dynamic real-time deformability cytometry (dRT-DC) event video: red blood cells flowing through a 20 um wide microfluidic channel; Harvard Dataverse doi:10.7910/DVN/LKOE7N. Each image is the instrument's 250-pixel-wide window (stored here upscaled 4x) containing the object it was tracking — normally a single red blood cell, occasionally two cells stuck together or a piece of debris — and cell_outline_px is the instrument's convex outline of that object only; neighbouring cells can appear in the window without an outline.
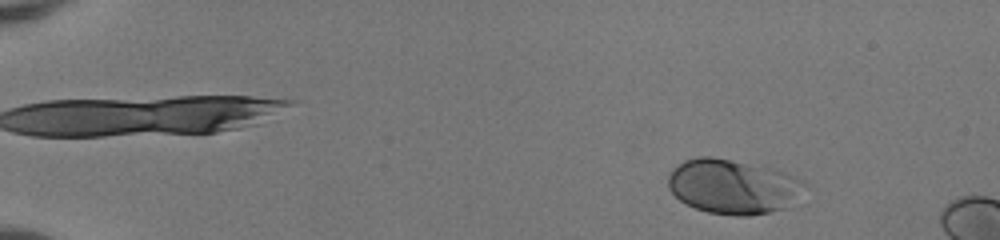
{"species": "human", "species_latin": "Homo sapiens", "temperature_condition": "room temperature", "stored_images_in_passage": 49, "camera_frame_rate_fps": 3000, "um_per_image_px": 0.085, "donor": {"sex": "female"}, "frame": {"image": 1, "passage_image": 4, "time_ms": 1.0, "image_size_px": [1000, 240], "cell_outline_px": [[808, 184], [784, 208], [768, 212], [748, 216], [736, 216], [708, 212], [696, 208], [680, 200], [668, 188], [668, 172], [672, 168], [684, 160], [696, 156], [712, 156], [772, 168], [784, 172], [804, 180]], "centroid_in_image_um": [62.25, 15.83], "position_along_channel_um": 22.7, "area_um2": 43.29}}
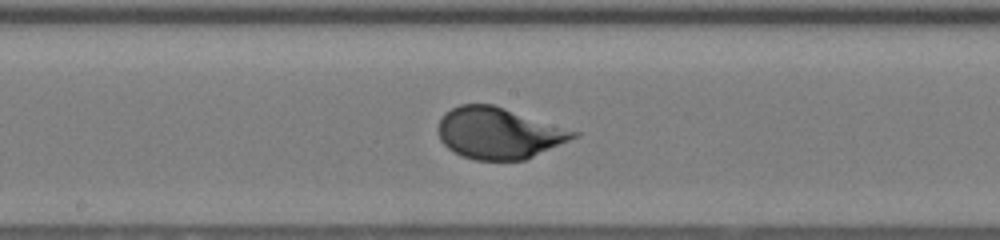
{"frame": {"image": 2, "passage_image": 27, "time_ms": 8.667, "image_size_px": [1000, 240], "cell_outline_px": [[580, 136], [524, 160], [476, 160], [460, 156], [452, 152], [440, 140], [436, 132], [436, 128], [444, 112], [460, 104], [492, 104], [580, 132]], "centroid_in_image_um": [42.35, 11.32], "position_along_channel_um": 205.8, "area_um2": 40.63}}
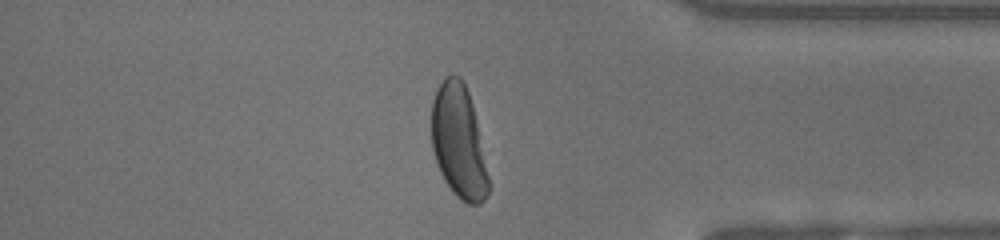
{"frame": {"image": 3, "passage_image": 42, "time_ms": 13.667, "image_size_px": [1000, 240], "cell_outline_px": [[488, 192], [484, 200], [480, 204], [468, 204], [460, 200], [452, 192], [444, 180], [440, 172], [432, 148], [432, 100], [436, 88], [448, 76], [460, 76], [468, 92], [472, 104], [488, 176]], "centroid_in_image_um": [38.96, 12.08], "position_along_channel_um": 396.2, "area_um2": 36.99}, "authors_computed_cell_mechanics": {"area_um2": 40.4022, "velocity_mm_per_s": 4.0646, "shape_relaxation_time_tau1_ms": 3.6792, "shape_relaxation_time_tau2_ms": null, "deformation_change_tau1": 0.1824, "deformation_change_tau2": null}}